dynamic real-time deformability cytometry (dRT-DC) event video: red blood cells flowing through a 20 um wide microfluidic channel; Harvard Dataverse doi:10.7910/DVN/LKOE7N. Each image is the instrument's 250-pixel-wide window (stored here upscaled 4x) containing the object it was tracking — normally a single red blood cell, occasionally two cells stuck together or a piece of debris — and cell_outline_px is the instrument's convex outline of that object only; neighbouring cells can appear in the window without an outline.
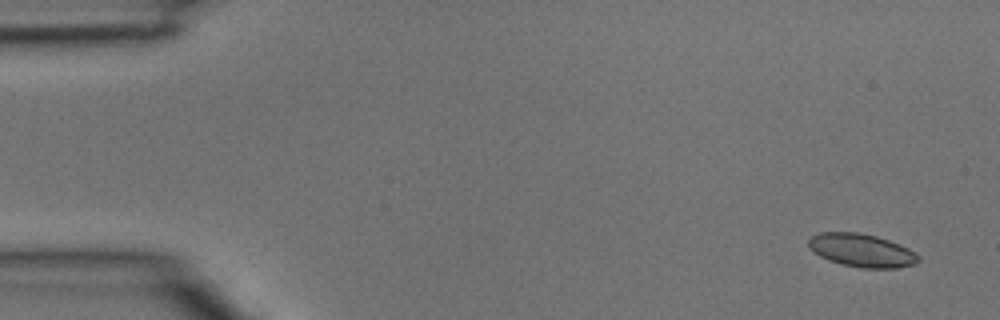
{"species": "common noctule bat (a hibernating species)", "species_latin": "Nyctalus noctula", "temperature_condition": "room temperature", "stored_images_in_passage": 3, "camera_frame_rate_fps": 3000, "um_per_image_px": 0.085, "animal": {"sex": "male", "body_mass_g": 15.6}, "frame": {"image": 1, "passage_image": 1, "time_ms": 0.0, "image_size_px": [1000, 320], "cell_outline_px": [[920, 260], [916, 264], [900, 268], [860, 268], [840, 264], [828, 260], [820, 256], [808, 248], [808, 240], [812, 236], [820, 232], [856, 232], [876, 236], [888, 240], [908, 248], [916, 252], [920, 256]], "centroid_in_image_um": [73.25, 21.29], "position_along_channel_um": 11.7, "area_um2": 21.44}}
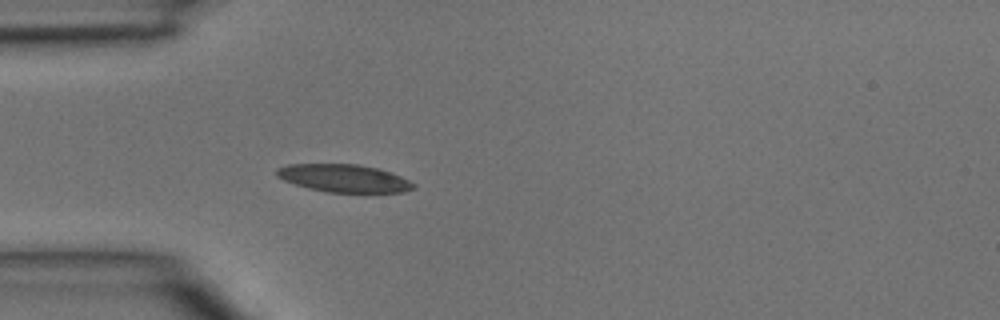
{"frame": {"image": 2, "passage_image": 3, "time_ms": 0.667, "image_size_px": [1000, 320], "cell_outline_px": [[416, 188], [404, 192], [328, 192], [308, 188], [284, 180], [276, 176], [276, 168], [288, 164], [360, 164], [392, 172], [416, 184]], "centroid_in_image_um": [29.25, 15.14], "position_along_channel_um": 55.8, "area_um2": 22.14}}